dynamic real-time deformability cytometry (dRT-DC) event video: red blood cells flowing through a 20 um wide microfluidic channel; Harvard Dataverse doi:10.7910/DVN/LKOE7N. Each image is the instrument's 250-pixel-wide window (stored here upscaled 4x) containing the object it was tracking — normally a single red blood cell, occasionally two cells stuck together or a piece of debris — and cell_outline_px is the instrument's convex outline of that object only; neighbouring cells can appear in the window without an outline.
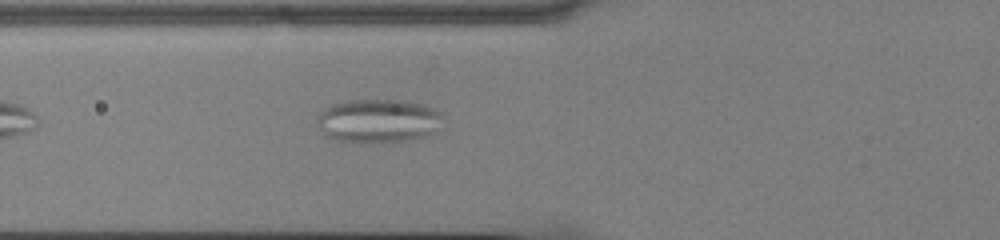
{"species": "common noctule bat (a hibernating species)", "species_latin": "Nyctalus noctula", "temperature_condition": "cold", "stored_images_in_passage": 41, "camera_frame_rate_fps": 3000, "um_per_image_px": 0.085, "animal": {"sex": "male", "body_mass_g": 13.0, "forearm_length_mm": 53.1}, "frame": {"image": 1, "passage_image": 7, "time_ms": 2.0, "image_size_px": [1000, 240], "cell_outline_px": [[444, 116], [436, 132], [420, 140], [336, 140], [324, 136], [316, 124], [316, 120], [320, 112], [324, 108], [332, 104], [348, 100], [404, 100], [424, 104], [436, 108]], "centroid_in_image_um": [32.19, 10.24], "position_along_channel_um": 93.6, "area_um2": 32.02}}
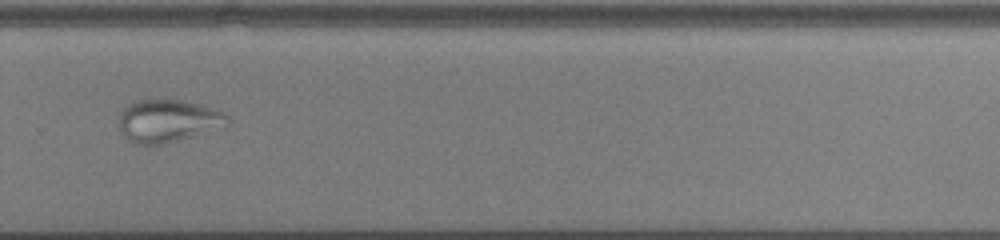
{"frame": {"image": 2, "passage_image": 25, "time_ms": 8.0, "image_size_px": [1000, 240], "cell_outline_px": [[232, 124], [224, 128], [160, 144], [136, 144], [128, 140], [120, 132], [120, 112], [128, 104], [136, 100], [180, 100], [204, 104], [220, 108], [232, 120]], "centroid_in_image_um": [14.38, 10.25], "position_along_channel_um": 315.4, "area_um2": 27.46}}
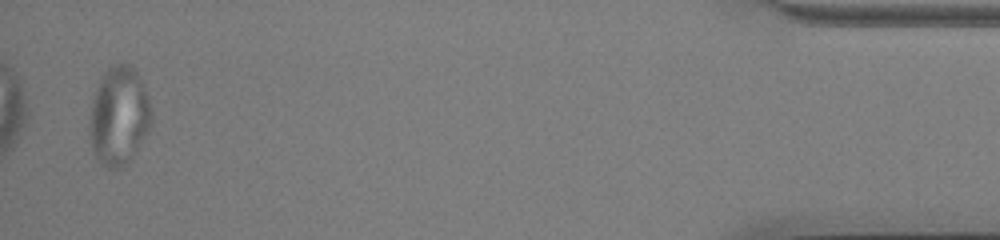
{"frame": {"image": 3, "passage_image": 40, "time_ms": 13.0, "image_size_px": [1000, 240], "cell_outline_px": [[152, 124], [132, 156], [120, 168], [108, 168], [100, 164], [96, 160], [88, 136], [88, 124], [92, 100], [96, 88], [104, 72], [112, 64], [128, 64], [140, 76], [144, 84], [148, 96], [152, 120]], "centroid_in_image_um": [10.08, 9.86], "position_along_channel_um": 425.1, "area_um2": 35.66}}